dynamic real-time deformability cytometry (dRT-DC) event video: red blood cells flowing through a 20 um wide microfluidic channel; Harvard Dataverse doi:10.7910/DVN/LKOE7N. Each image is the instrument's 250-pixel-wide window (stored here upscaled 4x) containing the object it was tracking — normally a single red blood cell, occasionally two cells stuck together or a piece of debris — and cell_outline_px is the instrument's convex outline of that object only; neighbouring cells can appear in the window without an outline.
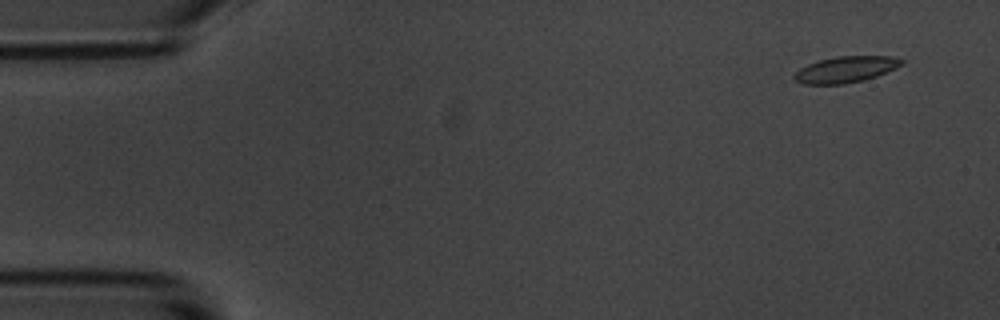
{"species": "common noctule bat (a hibernating species)", "species_latin": "Nyctalus noctula", "temperature_condition": "room temperature", "stored_images_in_passage": 7, "camera_frame_rate_fps": 3000, "um_per_image_px": 0.085, "animal": {"sex": "male", "body_mass_g": 20.1, "forearm_length_mm": 53.5}, "frame": {"image": 1, "passage_image": 1, "time_ms": 0.0, "image_size_px": [1000, 320], "cell_outline_px": [[904, 64], [896, 68], [876, 76], [864, 80], [844, 84], [804, 84], [796, 80], [792, 76], [800, 68], [808, 64], [820, 60], [836, 56], [892, 56], [904, 60]], "centroid_in_image_um": [71.91, 5.9], "position_along_channel_um": 13.1, "area_um2": 16.36}}
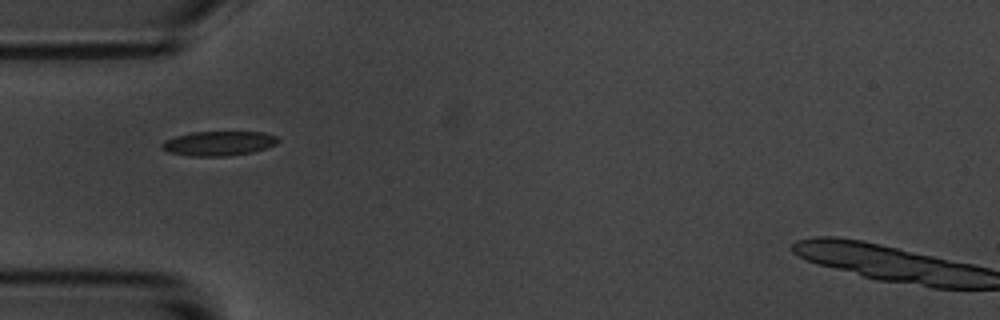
{"frame": {"image": 2, "passage_image": 5, "time_ms": 4.667, "image_size_px": [1000, 320], "cell_outline_px": [[280, 140], [276, 144], [268, 148], [252, 152], [228, 156], [188, 156], [168, 152], [160, 148], [160, 144], [164, 140], [176, 136], [192, 132], [264, 132], [276, 136]], "centroid_in_image_um": [18.57, 12.19], "position_along_channel_um": 66.4, "area_um2": 16.76}}
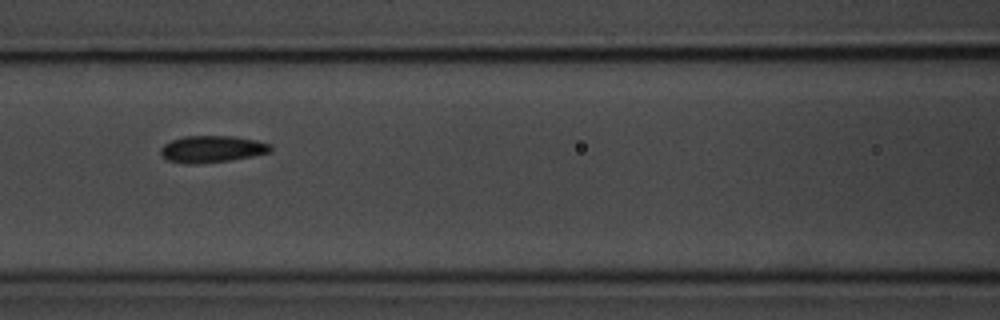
{"frame": {"image": 3, "passage_image": 7, "time_ms": 7.0, "image_size_px": [1000, 320], "cell_outline_px": [[272, 152], [232, 160], [196, 164], [188, 164], [168, 160], [160, 152], [160, 148], [164, 144], [172, 140], [184, 136], [232, 136], [256, 140], [272, 144]], "centroid_in_image_um": [18.05, 12.67], "position_along_channel_um": 148.5, "area_um2": 17.22}}